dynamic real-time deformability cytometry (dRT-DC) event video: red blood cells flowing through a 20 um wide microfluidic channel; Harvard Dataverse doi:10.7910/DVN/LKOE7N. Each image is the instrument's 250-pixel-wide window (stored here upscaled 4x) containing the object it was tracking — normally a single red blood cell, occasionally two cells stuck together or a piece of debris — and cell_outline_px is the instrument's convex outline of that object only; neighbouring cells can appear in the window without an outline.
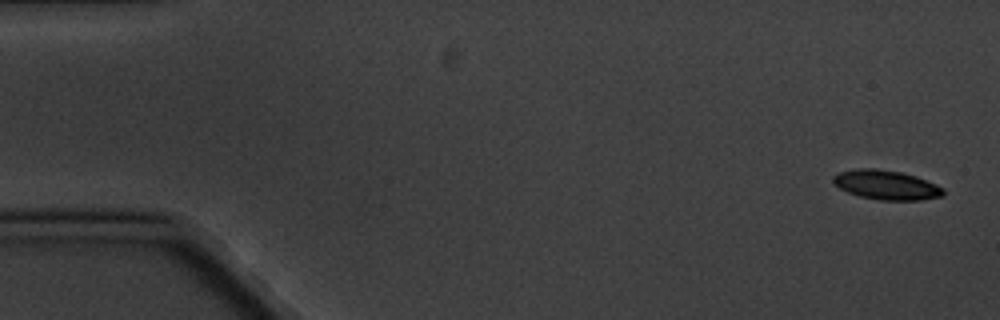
{"species": "common noctule bat (a hibernating species)", "species_latin": "Nyctalus noctula", "temperature_condition": "cold", "stored_images_in_passage": 5, "camera_frame_rate_fps": 3000, "um_per_image_px": 0.085, "animal": {"sex": "male", "body_mass_g": 20.1, "forearm_length_mm": 53.5}, "frame": {"image": 1, "passage_image": 1, "time_ms": 0.0, "image_size_px": [1000, 320], "cell_outline_px": [[944, 196], [920, 200], [880, 200], [860, 196], [848, 192], [840, 188], [832, 180], [832, 176], [840, 172], [856, 168], [876, 168], [900, 172], [916, 176], [936, 184], [944, 188]], "centroid_in_image_um": [75.35, 15.71], "position_along_channel_um": 9.6, "area_um2": 18.84}}
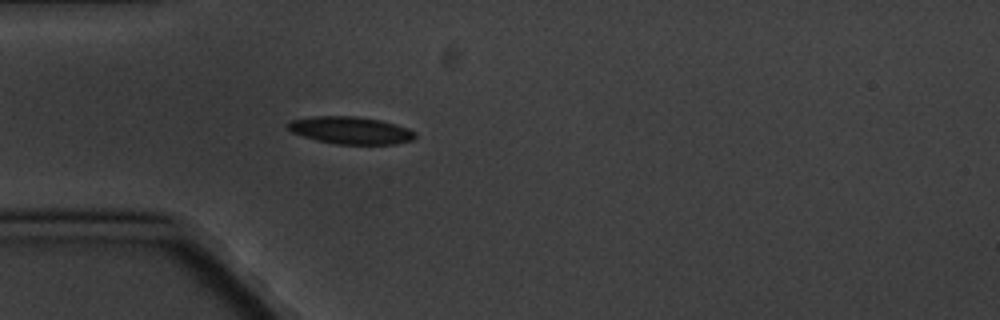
{"frame": {"image": 2, "passage_image": 5, "time_ms": 5.0, "image_size_px": [1000, 320], "cell_outline_px": [[416, 136], [412, 140], [396, 144], [336, 144], [316, 140], [292, 132], [288, 128], [288, 120], [312, 116], [356, 116], [380, 120], [396, 124], [408, 128], [416, 132]], "centroid_in_image_um": [29.81, 11.07], "position_along_channel_um": 55.2, "area_um2": 20.35}}